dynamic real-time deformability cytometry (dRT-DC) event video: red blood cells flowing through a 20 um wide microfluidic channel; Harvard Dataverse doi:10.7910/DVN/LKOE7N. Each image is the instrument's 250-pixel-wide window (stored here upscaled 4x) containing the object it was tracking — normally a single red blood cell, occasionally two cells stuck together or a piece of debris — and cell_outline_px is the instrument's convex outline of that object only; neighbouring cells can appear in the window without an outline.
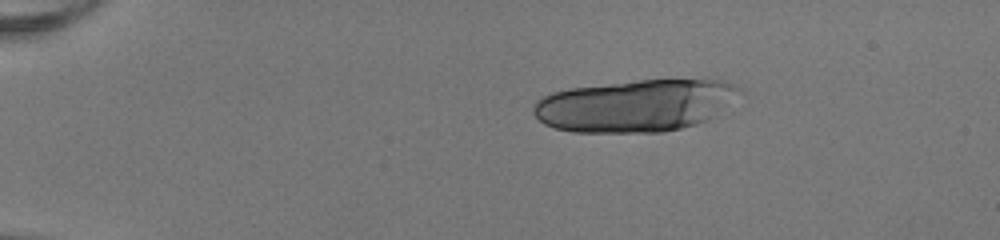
{"species": "human", "species_latin": "Homo sapiens", "temperature_condition": "room temperature", "stored_images_in_passage": 18, "camera_frame_rate_fps": 3000, "um_per_image_px": 0.085, "donor": {"sex": "female"}, "frame": {"image": 1, "passage_image": 1, "time_ms": 0.0, "image_size_px": [1000, 240], "cell_outline_px": [[740, 88], [716, 116], [708, 120], [696, 124], [680, 128], [660, 132], [572, 132], [556, 128], [544, 124], [532, 112], [532, 108], [536, 100], [552, 92], [568, 88], [640, 80], [708, 76], [724, 80], [736, 84]], "centroid_in_image_um": [54.04, 8.93], "position_along_channel_um": 31.0, "area_um2": 63.41}}